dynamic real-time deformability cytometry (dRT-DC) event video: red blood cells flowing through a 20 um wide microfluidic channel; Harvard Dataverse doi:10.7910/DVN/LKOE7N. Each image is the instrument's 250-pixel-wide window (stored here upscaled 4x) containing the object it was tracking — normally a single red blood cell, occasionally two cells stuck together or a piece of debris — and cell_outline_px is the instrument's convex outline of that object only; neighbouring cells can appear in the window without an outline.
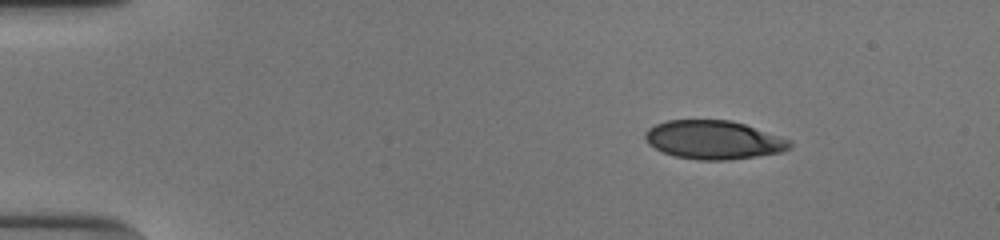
{"species": "human", "species_latin": "Homo sapiens", "temperature_condition": "cold", "stored_images_in_passage": 46, "camera_frame_rate_fps": 3000, "um_per_image_px": 0.085, "donor": {"sex": "male"}, "frame": {"image": 1, "passage_image": 1, "time_ms": 0.0, "image_size_px": [1000, 240], "cell_outline_px": [[792, 144], [788, 148], [780, 152], [756, 156], [728, 160], [700, 160], [676, 156], [664, 152], [648, 144], [644, 136], [644, 132], [648, 128], [656, 124], [668, 120], [732, 120], [744, 124], [788, 140]], "centroid_in_image_um": [60.6, 11.88], "position_along_channel_um": 24.4, "area_um2": 32.08}}
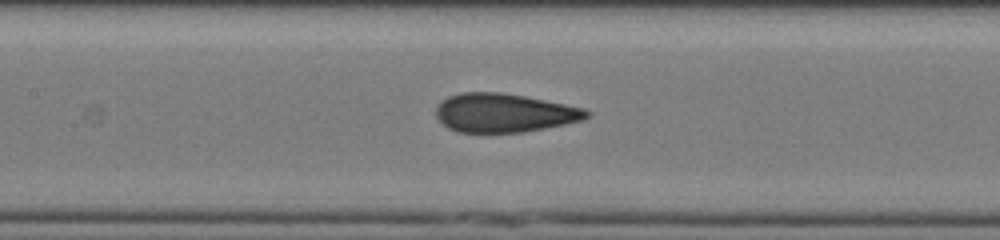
{"frame": {"image": 2, "passage_image": 19, "time_ms": 6.0, "image_size_px": [1000, 240], "cell_outline_px": [[592, 116], [584, 120], [524, 132], [456, 132], [448, 128], [436, 116], [436, 108], [448, 96], [460, 92], [500, 92], [524, 96], [584, 108], [592, 112]], "centroid_in_image_um": [42.88, 9.59], "position_along_channel_um": 164.5, "area_um2": 33.93}}
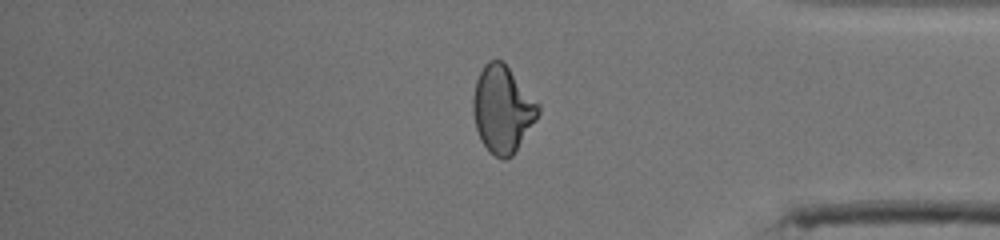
{"frame": {"image": 3, "passage_image": 38, "time_ms": 12.333, "image_size_px": [1000, 240], "cell_outline_px": [[540, 112], [536, 120], [516, 152], [512, 156], [504, 160], [496, 156], [480, 140], [476, 128], [472, 112], [472, 96], [476, 80], [484, 64], [488, 60], [500, 60], [508, 68], [540, 104]], "centroid_in_image_um": [42.71, 9.3], "position_along_channel_um": 392.5, "area_um2": 32.89}, "authors_computed_cell_mechanics": {"area_um2": 33.8708, "velocity_mm_per_s": 3.8825, "shape_relaxation_time_tau1_ms": 8.7162, "shape_relaxation_time_tau2_ms": 0.8983, "deformation_change_tau1": 0.2227, "deformation_change_tau2": 0.0635}}